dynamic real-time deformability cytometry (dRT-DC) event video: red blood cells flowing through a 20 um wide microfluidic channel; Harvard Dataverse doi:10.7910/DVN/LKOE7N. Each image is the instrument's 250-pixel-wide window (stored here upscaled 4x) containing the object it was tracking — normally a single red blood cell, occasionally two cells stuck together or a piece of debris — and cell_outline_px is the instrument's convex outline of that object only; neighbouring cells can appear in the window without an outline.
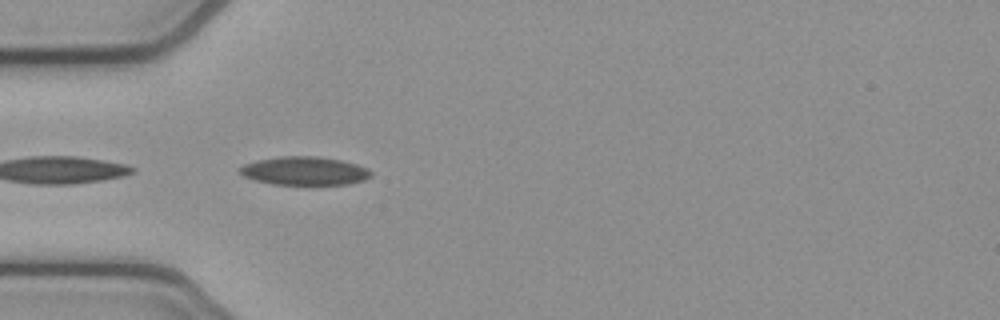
{"species": "common noctule bat (a hibernating species)", "species_latin": "Nyctalus noctula", "temperature_condition": "cold", "stored_images_in_passage": 13, "camera_frame_rate_fps": 3000, "um_per_image_px": 0.085, "animal": {"sex": "female", "body_mass_g": 21.9}, "frame": {"image": 1, "passage_image": 1, "time_ms": 0.0, "image_size_px": [1000, 320], "cell_outline_px": [[372, 176], [364, 180], [348, 184], [272, 184], [256, 180], [244, 176], [236, 168], [244, 164], [256, 160], [280, 156], [320, 156], [340, 160], [356, 164], [368, 168], [372, 172]], "centroid_in_image_um": [25.88, 14.51], "position_along_channel_um": 59.1, "area_um2": 21.79}}
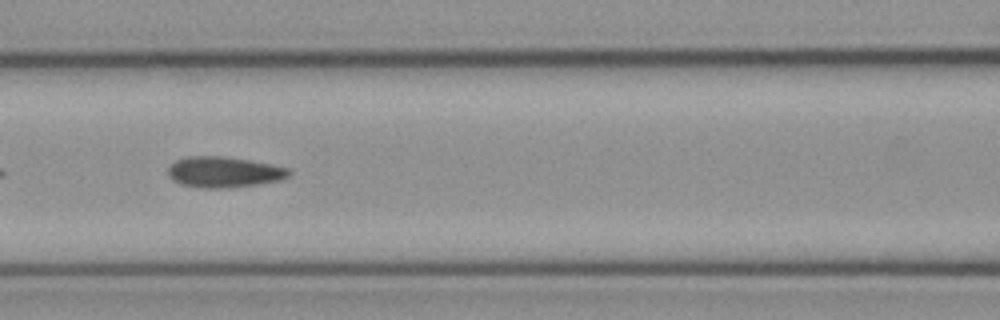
{"frame": {"image": 2, "passage_image": 8, "time_ms": 2.333, "image_size_px": [1000, 320], "cell_outline_px": [[292, 172], [288, 176], [280, 180], [256, 184], [228, 188], [204, 188], [180, 184], [172, 180], [168, 176], [168, 168], [176, 160], [188, 156], [220, 156], [248, 160], [272, 164], [288, 168]], "centroid_in_image_um": [19.02, 14.63], "position_along_channel_um": 147.6, "area_um2": 21.62}}